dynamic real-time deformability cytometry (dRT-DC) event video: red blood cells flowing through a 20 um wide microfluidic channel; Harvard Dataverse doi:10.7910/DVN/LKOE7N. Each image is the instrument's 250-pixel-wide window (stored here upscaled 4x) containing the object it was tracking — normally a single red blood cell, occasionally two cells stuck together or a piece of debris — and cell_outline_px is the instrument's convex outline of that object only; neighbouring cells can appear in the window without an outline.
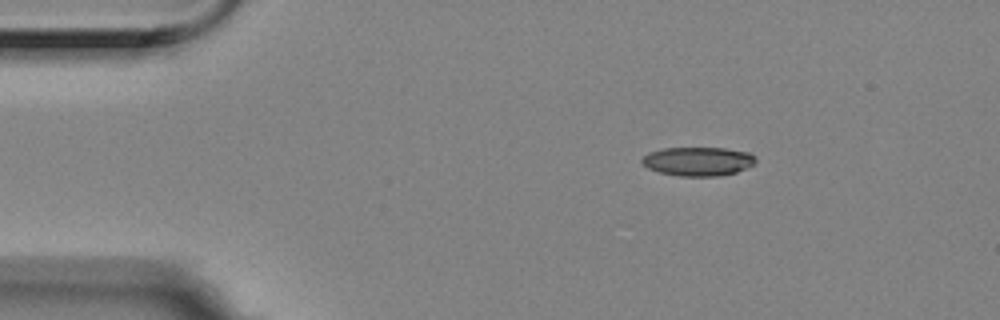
{"species": "Egyptian fruit bat (a non-hibernating species)", "species_latin": "Rousettus aegyptiacus", "temperature_condition": "room temperature", "stored_images_in_passage": 4, "segment_of_instrument_passage": [1, 2], "camera_frame_rate_fps": 3000, "um_per_image_px": 0.085, "animal": {"sex": "female"}, "frame": {"image": 1, "passage_image": 1, "time_ms": 0.0, "image_size_px": [1000, 320], "cell_outline_px": [[756, 160], [752, 164], [736, 172], [720, 176], [680, 176], [660, 172], [648, 168], [640, 160], [648, 152], [664, 148], [724, 148], [748, 152], [756, 156]], "centroid_in_image_um": [59.32, 13.71], "position_along_channel_um": 25.7, "area_um2": 19.02}}